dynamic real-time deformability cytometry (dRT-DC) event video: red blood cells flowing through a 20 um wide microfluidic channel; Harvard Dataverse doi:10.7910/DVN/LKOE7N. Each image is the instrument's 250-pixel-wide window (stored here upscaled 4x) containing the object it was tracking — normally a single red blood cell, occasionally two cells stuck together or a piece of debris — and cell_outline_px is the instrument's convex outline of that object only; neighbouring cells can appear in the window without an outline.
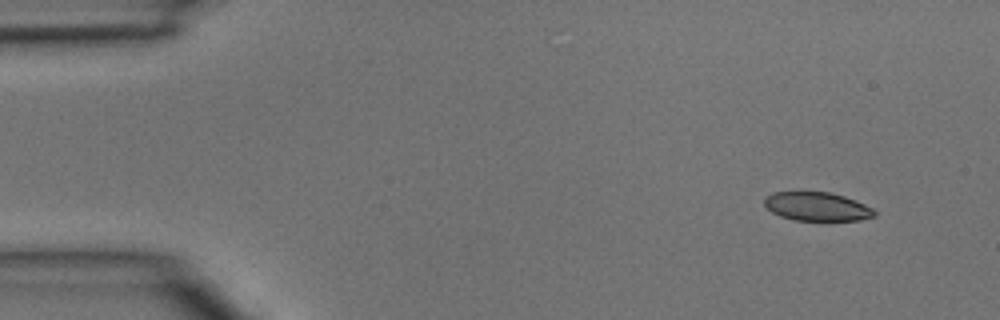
{"species": "common noctule bat (a hibernating species)", "species_latin": "Nyctalus noctula", "temperature_condition": "room temperature", "stored_images_in_passage": 3, "camera_frame_rate_fps": 3000, "um_per_image_px": 0.085, "animal": {"sex": "male", "body_mass_g": 15.6}, "frame": {"image": 1, "passage_image": 1, "time_ms": 0.0, "image_size_px": [1000, 320], "cell_outline_px": [[876, 216], [860, 220], [792, 220], [780, 216], [772, 212], [764, 204], [764, 196], [772, 192], [828, 192], [844, 196], [856, 200], [872, 208], [876, 212]], "centroid_in_image_um": [69.43, 17.55], "position_along_channel_um": 15.6, "area_um2": 18.44}}